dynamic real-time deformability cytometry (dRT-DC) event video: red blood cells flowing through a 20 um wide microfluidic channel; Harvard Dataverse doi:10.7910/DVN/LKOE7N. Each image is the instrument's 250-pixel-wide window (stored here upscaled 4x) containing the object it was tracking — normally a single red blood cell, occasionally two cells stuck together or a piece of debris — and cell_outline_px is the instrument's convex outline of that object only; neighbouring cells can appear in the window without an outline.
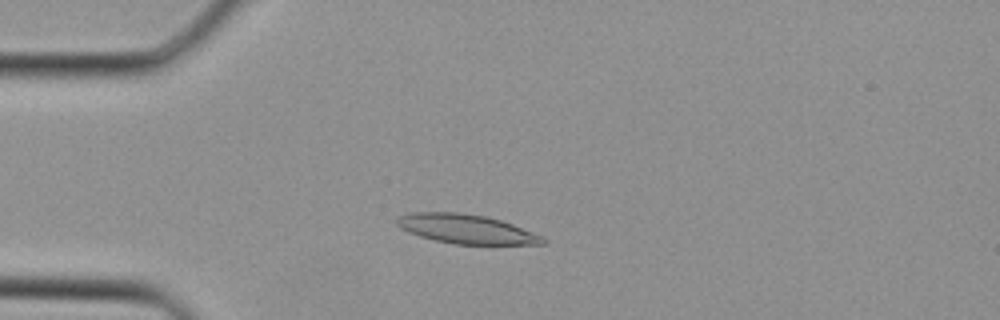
{"species": "Egyptian fruit bat (a non-hibernating species)", "species_latin": "Rousettus aegyptiacus", "temperature_condition": "cold", "stored_images_in_passage": 35, "camera_frame_rate_fps": 3000, "um_per_image_px": 0.085, "animal": {"sex": "female"}, "frame": {"image": 1, "passage_image": 8, "time_ms": 2.333, "image_size_px": [1000, 320], "cell_outline_px": [[548, 240], [544, 244], [456, 244], [436, 240], [420, 236], [408, 232], [400, 228], [396, 224], [396, 220], [400, 216], [412, 212], [456, 212], [484, 216], [500, 220], [512, 224], [544, 236]], "centroid_in_image_um": [39.65, 19.47], "position_along_channel_um": 45.4, "area_um2": 24.68}}
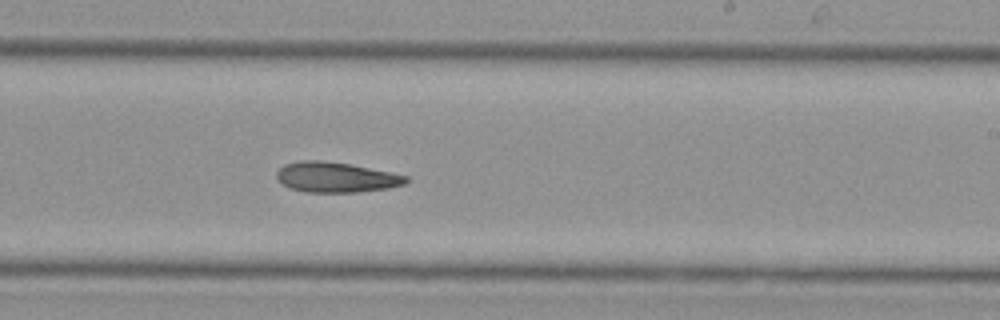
{"frame": {"image": 2, "passage_image": 21, "time_ms": 6.667, "image_size_px": [1000, 320], "cell_outline_px": [[408, 180], [404, 184], [388, 188], [356, 192], [304, 192], [288, 188], [276, 180], [276, 172], [284, 164], [300, 160], [320, 160], [348, 164], [408, 176]], "centroid_in_image_um": [28.48, 15.07], "position_along_channel_um": 260.5, "area_um2": 22.72}}
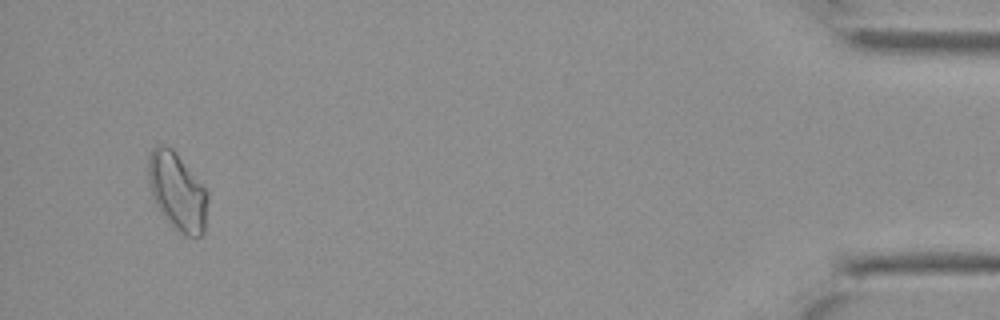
{"frame": {"image": 3, "passage_image": 34, "time_ms": 11.0, "image_size_px": [1000, 320], "cell_outline_px": [[208, 200], [204, 232], [200, 236], [184, 236], [160, 212], [152, 196], [148, 180], [148, 156], [152, 148], [156, 144], [160, 144], [172, 148], [208, 192]], "centroid_in_image_um": [15.06, 16.26], "position_along_channel_um": 420.1, "area_um2": 26.7}}